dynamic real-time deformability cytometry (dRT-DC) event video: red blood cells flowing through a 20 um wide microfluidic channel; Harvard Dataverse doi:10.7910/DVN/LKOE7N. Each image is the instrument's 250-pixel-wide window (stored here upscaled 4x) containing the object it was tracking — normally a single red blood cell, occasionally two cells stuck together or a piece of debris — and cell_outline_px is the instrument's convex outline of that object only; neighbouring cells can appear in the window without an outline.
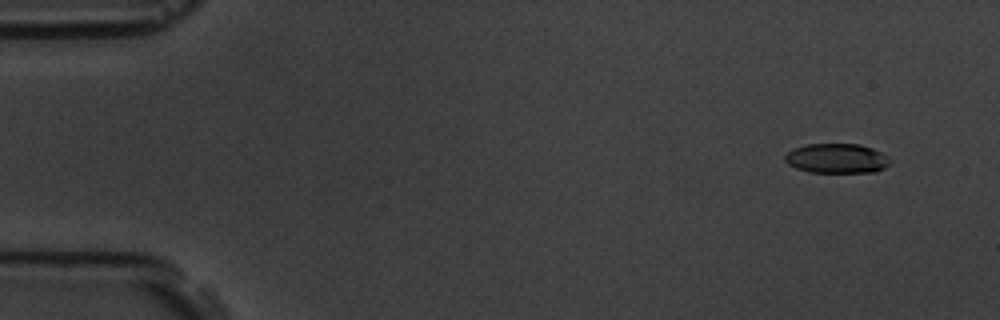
{"species": "common noctule bat (a hibernating species)", "species_latin": "Nyctalus noctula", "temperature_condition": "room temperature", "stored_images_in_passage": 7, "camera_frame_rate_fps": 3000, "um_per_image_px": 0.085, "animal": {"sex": "male", "body_mass_g": 19.5, "forearm_length_mm": 54.6}, "frame": {"image": 1, "passage_image": 2, "time_ms": 1.333, "image_size_px": [1000, 320], "cell_outline_px": [[888, 164], [884, 168], [876, 172], [808, 172], [796, 168], [788, 164], [784, 160], [784, 156], [792, 148], [808, 144], [860, 144], [872, 148], [888, 156]], "centroid_in_image_um": [71.09, 13.46], "position_along_channel_um": 13.9, "area_um2": 18.15}}
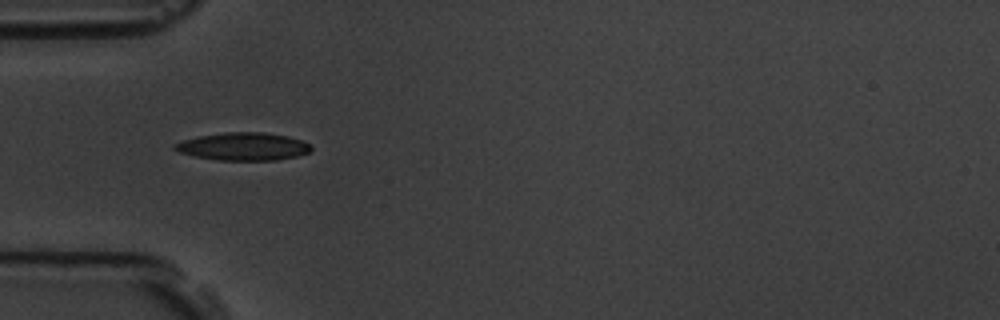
{"frame": {"image": 2, "passage_image": 6, "time_ms": 6.0, "image_size_px": [1000, 320], "cell_outline_px": [[312, 148], [308, 152], [296, 156], [276, 160], [216, 160], [196, 156], [180, 152], [172, 148], [172, 144], [184, 140], [200, 136], [224, 132], [264, 132], [288, 136], [300, 140], [308, 144]], "centroid_in_image_um": [20.65, 12.45], "position_along_channel_um": 64.3, "area_um2": 21.91}}
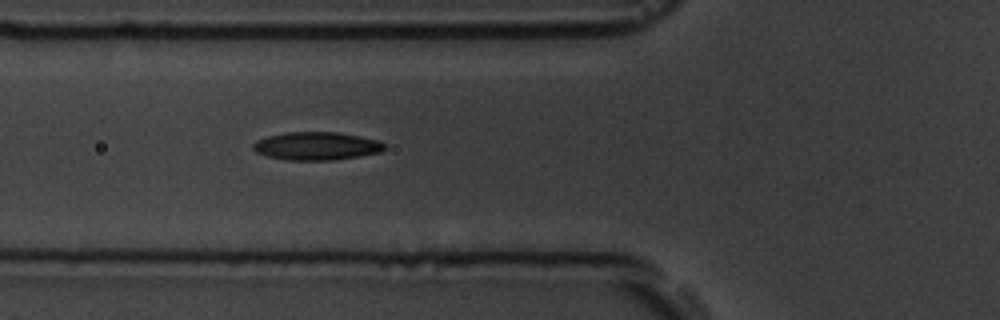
{"frame": {"image": 3, "passage_image": 7, "time_ms": 7.0, "image_size_px": [1000, 320], "cell_outline_px": [[388, 148], [380, 152], [360, 156], [332, 160], [284, 160], [268, 156], [256, 152], [252, 148], [252, 144], [256, 140], [268, 136], [288, 132], [336, 132], [360, 136], [380, 140]], "centroid_in_image_um": [26.92, 12.41], "position_along_channel_um": 98.9, "area_um2": 21.62}}